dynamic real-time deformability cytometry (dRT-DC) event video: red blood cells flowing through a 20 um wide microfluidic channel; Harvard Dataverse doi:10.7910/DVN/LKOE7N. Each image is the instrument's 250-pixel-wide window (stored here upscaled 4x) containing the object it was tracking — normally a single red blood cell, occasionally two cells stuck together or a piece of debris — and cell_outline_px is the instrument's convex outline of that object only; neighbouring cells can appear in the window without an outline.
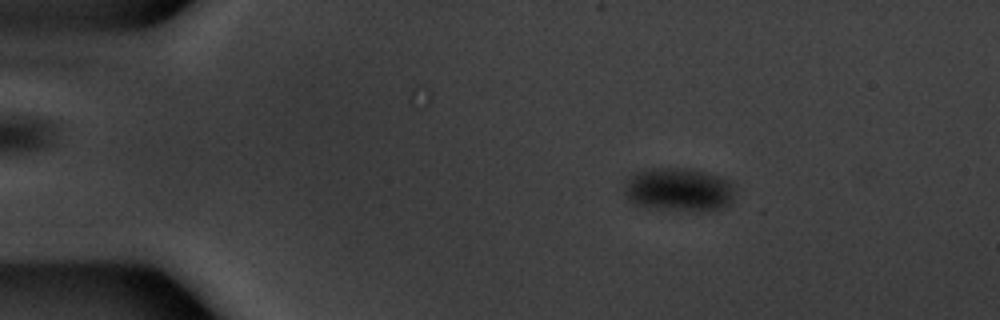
{"species": "common noctule bat (a hibernating species)", "species_latin": "Nyctalus noctula", "temperature_condition": "warm", "stored_images_in_passage": 18, "camera_frame_rate_fps": 3000, "um_per_image_px": 0.085, "animal": {"sex": "male", "body_mass_g": 20.1, "forearm_length_mm": 53.5}, "frame": {"image": 1, "passage_image": 8, "time_ms": 2.333, "image_size_px": [1000, 320], "cell_outline_px": [[736, 192], [732, 200], [724, 208], [712, 212], [656, 208], [636, 204], [628, 200], [624, 192], [628, 180], [636, 172], [648, 168], [692, 168], [728, 180], [732, 184]], "centroid_in_image_um": [57.75, 16.13], "position_along_channel_um": 27.3, "area_um2": 28.09}}
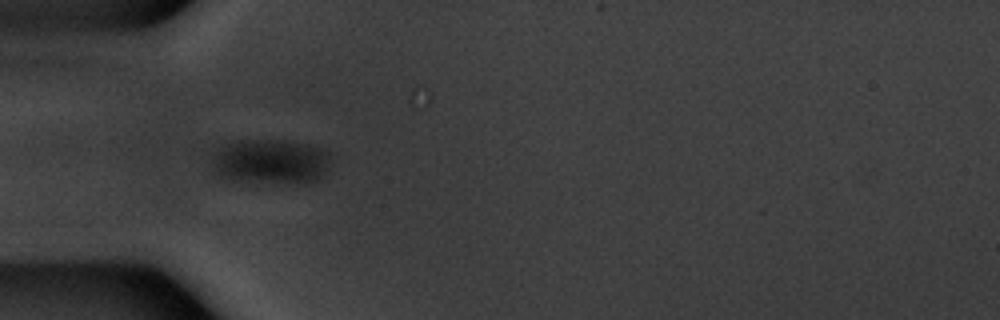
{"frame": {"image": 2, "passage_image": 16, "time_ms": 5.0, "image_size_px": [1000, 320], "cell_outline_px": [[328, 156], [324, 172], [316, 180], [300, 184], [232, 180], [220, 176], [212, 172], [212, 160], [216, 152], [220, 148], [236, 140], [284, 140], [308, 144], [320, 148], [328, 152]], "centroid_in_image_um": [22.95, 13.74], "position_along_channel_um": 62.0, "area_um2": 30.87}}